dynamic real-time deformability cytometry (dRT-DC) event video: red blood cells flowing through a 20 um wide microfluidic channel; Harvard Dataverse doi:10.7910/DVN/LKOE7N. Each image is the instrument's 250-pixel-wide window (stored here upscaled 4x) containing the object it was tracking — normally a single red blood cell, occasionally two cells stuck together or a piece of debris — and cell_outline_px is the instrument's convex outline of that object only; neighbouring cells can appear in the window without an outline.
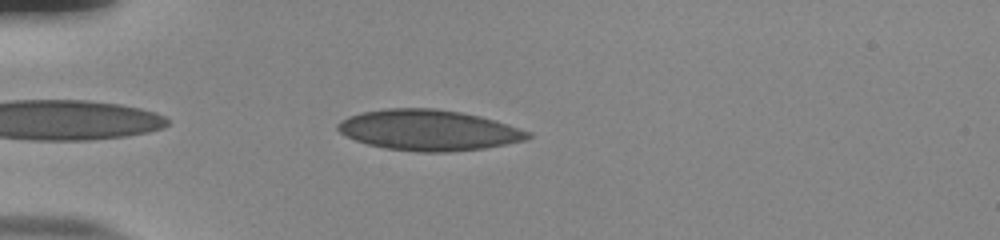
{"species": "human", "species_latin": "Homo sapiens", "temperature_condition": "room temperature", "stored_images_in_passage": 40, "camera_frame_rate_fps": 3000, "um_per_image_px": 0.085, "donor": {"sex": "male"}, "frame": {"image": 1, "passage_image": 2, "time_ms": 0.333, "image_size_px": [1000, 240], "cell_outline_px": [[532, 136], [524, 140], [484, 148], [448, 152], [416, 152], [384, 148], [368, 144], [344, 136], [336, 128], [336, 124], [340, 120], [348, 116], [360, 112], [384, 108], [436, 108], [460, 112], [480, 116], [496, 120], [532, 132]], "centroid_in_image_um": [36.4, 11.05], "position_along_channel_um": 48.6, "area_um2": 45.37}}
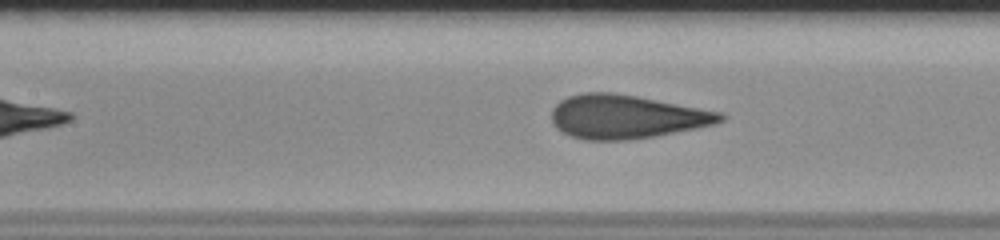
{"frame": {"image": 2, "passage_image": 12, "time_ms": 3.667, "image_size_px": [1000, 240], "cell_outline_px": [[724, 120], [716, 124], [696, 128], [652, 136], [624, 140], [584, 140], [572, 136], [556, 128], [552, 124], [552, 108], [560, 100], [568, 96], [584, 92], [608, 92], [636, 96], [724, 112]], "centroid_in_image_um": [53.23, 9.91], "position_along_channel_um": 154.2, "area_um2": 42.83}}
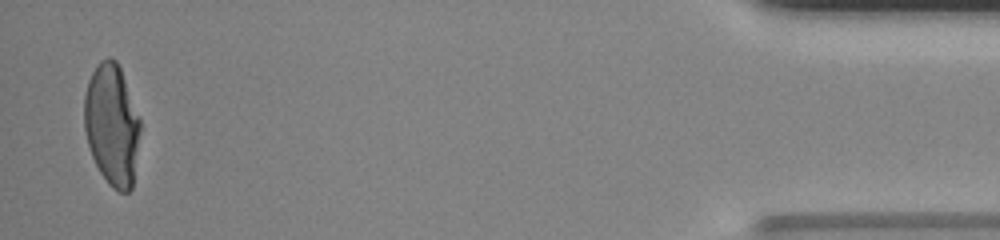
{"frame": {"image": 3, "passage_image": 39, "time_ms": 12.667, "image_size_px": [1000, 240], "cell_outline_px": [[140, 132], [132, 188], [128, 192], [120, 192], [112, 188], [108, 184], [100, 172], [92, 156], [88, 144], [84, 128], [84, 96], [88, 80], [96, 64], [100, 60], [108, 56], [112, 56], [116, 60], [120, 68], [140, 120]], "centroid_in_image_um": [9.5, 10.59], "position_along_channel_um": 425.7, "area_um2": 39.65}, "authors_computed_cell_mechanics": {"area_um2": 42.8298, "velocity_mm_per_s": 3.8567, "shape_relaxation_time_tau1_ms": 7.1933, "shape_relaxation_time_tau2_ms": null, "deformation_change_tau1": 0.2436, "deformation_change_tau2": null}}